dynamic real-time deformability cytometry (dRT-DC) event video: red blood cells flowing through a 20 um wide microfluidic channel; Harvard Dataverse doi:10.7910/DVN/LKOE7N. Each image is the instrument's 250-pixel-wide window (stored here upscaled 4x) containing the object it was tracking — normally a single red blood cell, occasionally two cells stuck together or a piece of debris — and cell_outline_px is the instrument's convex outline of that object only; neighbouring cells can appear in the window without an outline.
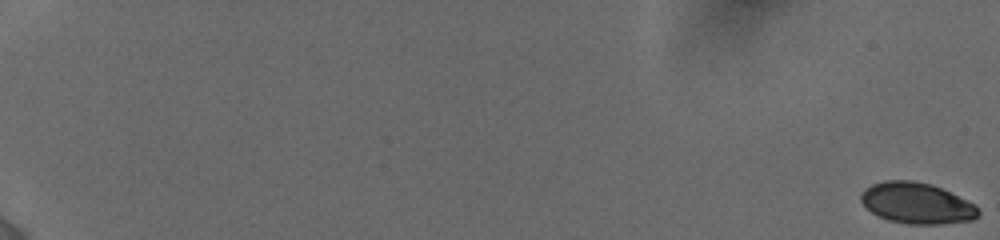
{"species": "human", "species_latin": "Homo sapiens", "temperature_condition": "cold", "stored_images_in_passage": 37, "camera_frame_rate_fps": 3000, "um_per_image_px": 0.085, "donor": {"sex": "female"}, "frame": {"image": 1, "passage_image": 1, "time_ms": 0.0, "image_size_px": [1000, 240], "cell_outline_px": [[980, 212], [972, 220], [940, 224], [908, 224], [888, 220], [872, 212], [860, 200], [860, 192], [864, 188], [872, 184], [884, 180], [912, 180], [932, 184], [972, 204]], "centroid_in_image_um": [77.85, 17.26], "position_along_channel_um": 7.1, "area_um2": 27.69}}
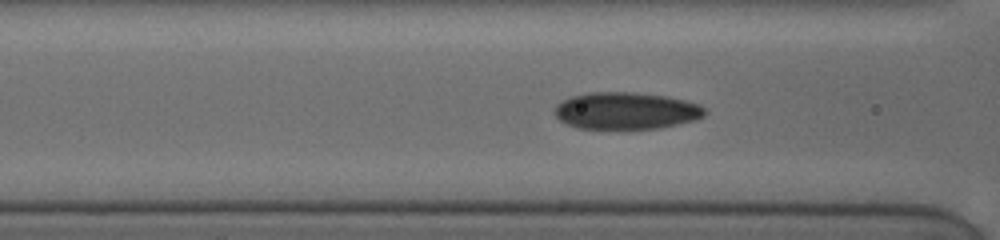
{"frame": {"image": 2, "passage_image": 20, "time_ms": 9.0, "image_size_px": [1000, 240], "cell_outline_px": [[708, 112], [704, 116], [696, 120], [660, 128], [576, 128], [560, 120], [552, 112], [556, 104], [572, 96], [588, 92], [632, 92], [668, 96], [700, 104], [708, 108]], "centroid_in_image_um": [53.25, 9.4], "position_along_channel_um": 113.3, "area_um2": 32.6}}
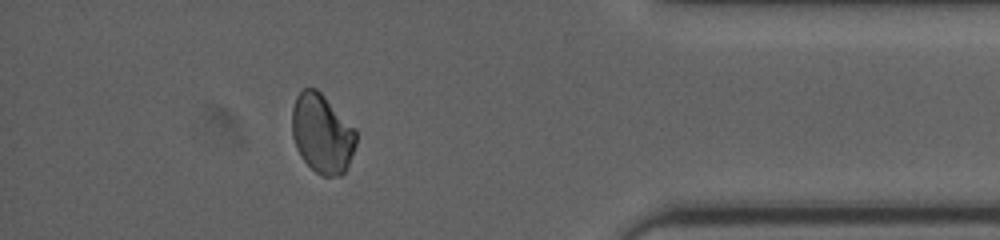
{"frame": {"image": 3, "passage_image": 34, "time_ms": 17.333, "image_size_px": [1000, 240], "cell_outline_px": [[356, 144], [348, 164], [344, 172], [340, 176], [324, 176], [316, 172], [304, 160], [296, 148], [292, 136], [292, 108], [296, 96], [304, 88], [316, 88], [356, 128]], "centroid_in_image_um": [27.37, 11.34], "position_along_channel_um": 407.8, "area_um2": 29.48}, "authors_computed_cell_mechanics": {"area_um2": 29.9404, "velocity_mm_per_s": 3.8439, "shape_relaxation_time_tau1_ms": 7.937, "shape_relaxation_time_tau2_ms": 4.307, "deformation_change_tau1": 0.1285, "deformation_change_tau2": 0.0858}}